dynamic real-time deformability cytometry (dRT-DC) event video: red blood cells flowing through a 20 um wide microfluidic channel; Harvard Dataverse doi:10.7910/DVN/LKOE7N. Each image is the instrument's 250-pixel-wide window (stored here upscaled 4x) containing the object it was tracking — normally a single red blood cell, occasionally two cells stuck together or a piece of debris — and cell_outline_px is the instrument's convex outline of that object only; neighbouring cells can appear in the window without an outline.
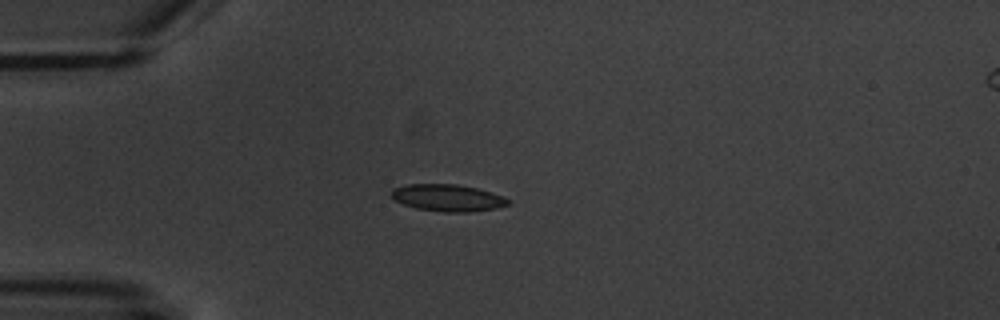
{"species": "common noctule bat (a hibernating species)", "species_latin": "Nyctalus noctula", "temperature_condition": "warm", "stored_images_in_passage": 4, "camera_frame_rate_fps": 3000, "um_per_image_px": 0.085, "animal": {"sex": "male", "body_mass_g": 20.1, "forearm_length_mm": 53.5}, "frame": {"image": 1, "passage_image": 3, "time_ms": 3.0, "image_size_px": [1000, 320], "cell_outline_px": [[508, 204], [496, 208], [468, 212], [444, 212], [416, 208], [404, 204], [396, 200], [392, 196], [392, 188], [408, 184], [456, 184], [476, 188], [500, 196], [508, 200]], "centroid_in_image_um": [38.0, 16.81], "position_along_channel_um": 47.0, "area_um2": 17.92}}